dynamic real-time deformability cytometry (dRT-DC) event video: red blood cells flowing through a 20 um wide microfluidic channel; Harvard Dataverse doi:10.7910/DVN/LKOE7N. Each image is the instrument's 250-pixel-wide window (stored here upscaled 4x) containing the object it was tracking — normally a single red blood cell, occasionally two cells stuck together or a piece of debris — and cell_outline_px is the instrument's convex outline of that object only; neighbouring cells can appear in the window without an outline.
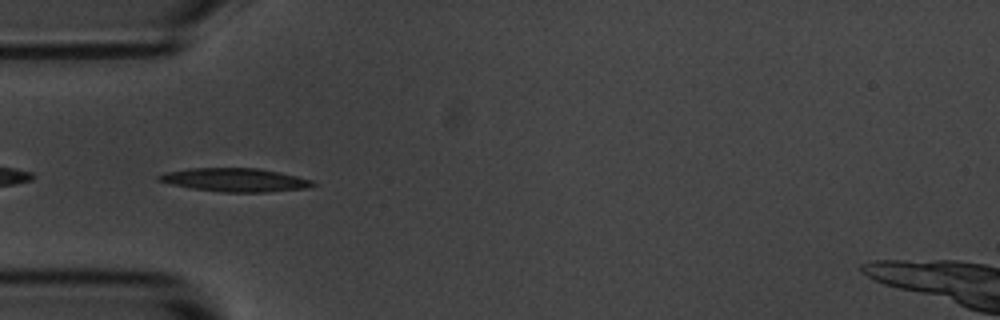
{"species": "common noctule bat (a hibernating species)", "species_latin": "Nyctalus noctula", "temperature_condition": "room temperature", "stored_images_in_passage": 7, "camera_frame_rate_fps": 3000, "um_per_image_px": 0.085, "animal": {"sex": "male", "body_mass_g": 20.1, "forearm_length_mm": 53.5}, "frame": {"image": 1, "passage_image": 4, "time_ms": 3.667, "image_size_px": [1000, 320], "cell_outline_px": [[316, 184], [308, 188], [268, 192], [220, 192], [192, 188], [172, 184], [156, 180], [156, 176], [164, 172], [188, 168], [256, 168], [280, 172], [312, 180]], "centroid_in_image_um": [19.96, 15.29], "position_along_channel_um": 65.0, "area_um2": 21.1}}
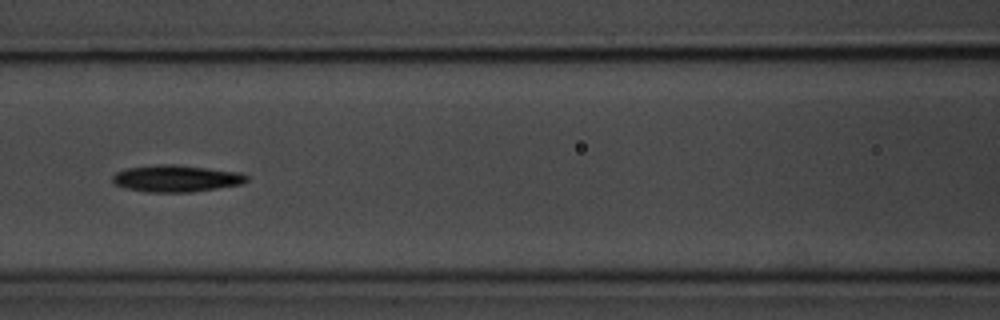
{"frame": {"image": 2, "passage_image": 6, "time_ms": 6.0, "image_size_px": [1000, 320], "cell_outline_px": [[248, 180], [244, 184], [192, 192], [148, 192], [128, 188], [116, 184], [112, 180], [112, 176], [116, 172], [128, 168], [160, 164], [176, 164], [240, 172], [248, 176]], "centroid_in_image_um": [15.03, 15.17], "position_along_channel_um": 151.6, "area_um2": 20.92}}
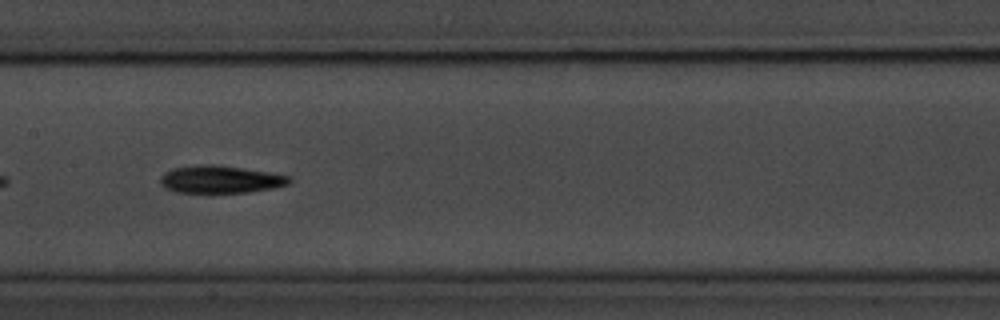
{"frame": {"image": 3, "passage_image": 7, "time_ms": 7.0, "image_size_px": [1000, 320], "cell_outline_px": [[292, 180], [288, 184], [276, 188], [248, 192], [176, 192], [164, 188], [160, 184], [160, 180], [172, 168], [196, 164], [212, 164], [244, 168], [292, 176]], "centroid_in_image_um": [18.78, 15.24], "position_along_channel_um": 188.6, "area_um2": 20.69}}